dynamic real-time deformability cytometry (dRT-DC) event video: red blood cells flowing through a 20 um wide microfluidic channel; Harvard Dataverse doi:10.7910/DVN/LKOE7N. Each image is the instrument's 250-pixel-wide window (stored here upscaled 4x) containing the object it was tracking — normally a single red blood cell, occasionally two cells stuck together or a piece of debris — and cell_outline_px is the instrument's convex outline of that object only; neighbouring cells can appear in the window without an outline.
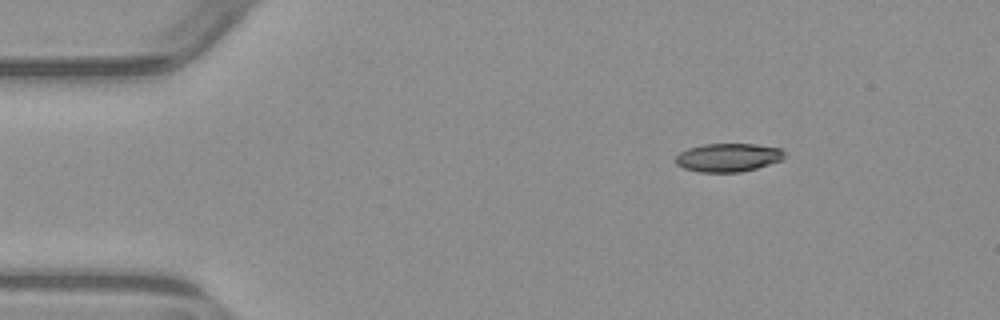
{"species": "common noctule bat (a hibernating species)", "species_latin": "Nyctalus noctula", "temperature_condition": "warm", "stored_images_in_passage": 3, "camera_frame_rate_fps": 3000, "um_per_image_px": 0.085, "animal": {"sex": "male", "body_mass_g": 23.1, "forearm_length_mm": 52.7}, "frame": {"image": 1, "passage_image": 1, "time_ms": 0.0, "image_size_px": [1000, 320], "cell_outline_px": [[784, 156], [780, 160], [756, 168], [740, 172], [700, 172], [684, 168], [676, 164], [676, 156], [680, 152], [688, 148], [704, 144], [756, 144], [780, 148], [784, 152]], "centroid_in_image_um": [61.87, 13.38], "position_along_channel_um": 23.1, "area_um2": 17.86}}